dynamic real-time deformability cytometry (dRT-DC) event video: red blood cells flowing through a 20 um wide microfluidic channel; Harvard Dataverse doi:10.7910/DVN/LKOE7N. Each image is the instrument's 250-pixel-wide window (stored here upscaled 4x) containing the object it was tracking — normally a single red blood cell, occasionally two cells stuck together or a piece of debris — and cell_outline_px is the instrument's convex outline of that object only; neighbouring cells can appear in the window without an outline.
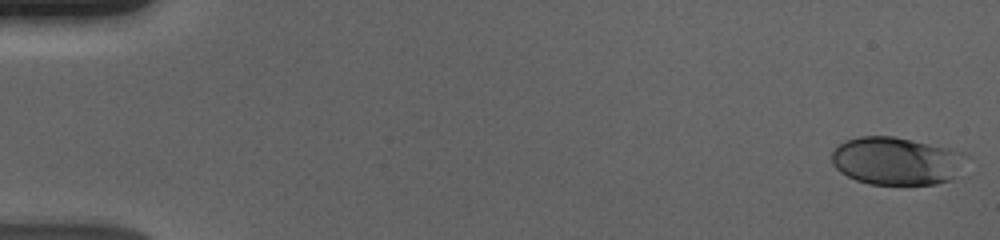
{"species": "human", "species_latin": "Homo sapiens", "temperature_condition": "cold", "stored_images_in_passage": 56, "camera_frame_rate_fps": 3000, "um_per_image_px": 0.085, "donor": {"sex": "male"}, "frame": {"image": 1, "passage_image": 1, "time_ms": 0.0, "image_size_px": [1000, 240], "cell_outline_px": [[968, 156], [952, 176], [948, 180], [936, 184], [868, 184], [856, 180], [840, 172], [832, 164], [832, 152], [844, 140], [860, 136], [892, 136], [912, 140], [948, 148], [964, 152]], "centroid_in_image_um": [76.14, 13.67], "position_along_channel_um": 8.9, "area_um2": 37.11}}
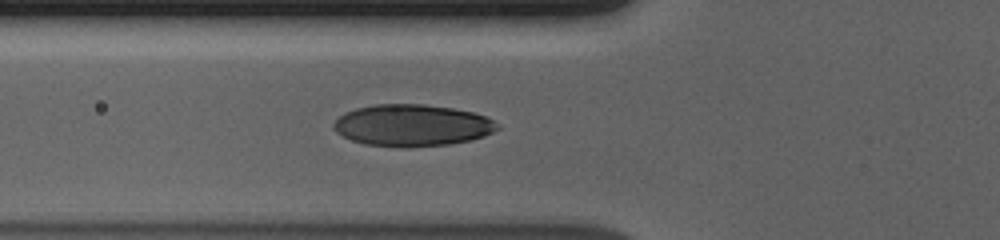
{"frame": {"image": 2, "passage_image": 21, "time_ms": 6.667, "image_size_px": [1000, 240], "cell_outline_px": [[500, 128], [484, 136], [472, 140], [448, 144], [408, 148], [404, 148], [364, 144], [352, 140], [336, 132], [332, 128], [332, 124], [344, 112], [356, 108], [376, 104], [424, 104], [452, 108], [472, 112], [484, 116], [492, 120]], "centroid_in_image_um": [35.0, 10.66], "position_along_channel_um": 90.8, "area_um2": 39.94}}
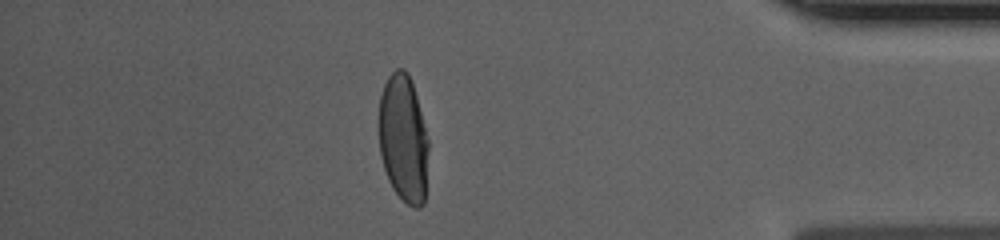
{"frame": {"image": 3, "passage_image": 49, "time_ms": 16.0, "image_size_px": [1000, 240], "cell_outline_px": [[428, 148], [424, 204], [420, 208], [412, 208], [392, 188], [388, 180], [380, 156], [380, 96], [384, 84], [388, 76], [396, 68], [404, 68], [408, 72], [416, 96], [428, 140]], "centroid_in_image_um": [34.28, 11.79], "position_along_channel_um": 400.9, "area_um2": 36.59}, "authors_computed_cell_mechanics": {"area_um2": 38.2925, "velocity_mm_per_s": 3.6834, "shape_relaxation_time_tau1_ms": 4.332, "shape_relaxation_time_tau2_ms": null, "deformation_change_tau1": 0.1949, "deformation_change_tau2": null}}